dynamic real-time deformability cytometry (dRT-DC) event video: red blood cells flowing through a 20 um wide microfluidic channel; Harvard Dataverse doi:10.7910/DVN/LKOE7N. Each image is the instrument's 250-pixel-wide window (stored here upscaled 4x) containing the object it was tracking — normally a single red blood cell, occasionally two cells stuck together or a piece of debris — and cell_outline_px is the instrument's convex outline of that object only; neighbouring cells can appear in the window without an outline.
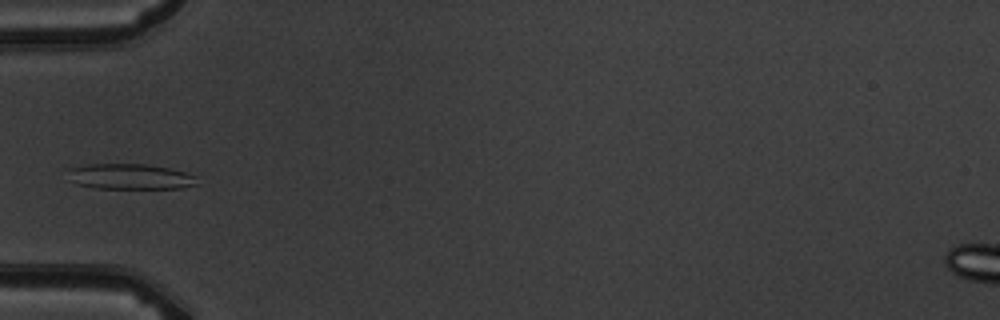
{"species": "common noctule bat (a hibernating species)", "species_latin": "Nyctalus noctula", "temperature_condition": "warm", "stored_images_in_passage": 6, "camera_frame_rate_fps": 3000, "um_per_image_px": 0.085, "animal": {"sex": "male", "body_mass_g": 19.5, "forearm_length_mm": 54.6}, "frame": {"image": 1, "passage_image": 5, "time_ms": 4.667, "image_size_px": [1000, 320], "cell_outline_px": [[196, 184], [180, 188], [96, 188], [76, 184], [72, 180], [68, 168], [88, 164], [148, 164], [168, 168], [184, 172], [196, 176]], "centroid_in_image_um": [11.05, 15.0], "position_along_channel_um": 73.9, "area_um2": 18.96}}
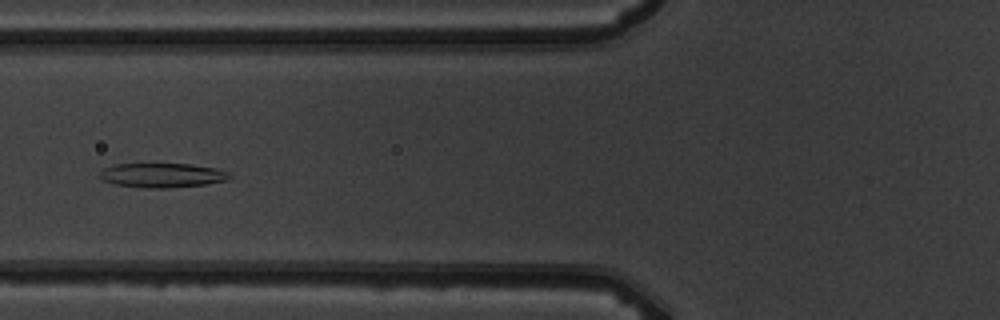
{"frame": {"image": 2, "passage_image": 6, "time_ms": 5.667, "image_size_px": [1000, 320], "cell_outline_px": [[232, 176], [224, 180], [204, 184], [168, 188], [148, 188], [116, 184], [104, 180], [100, 176], [100, 172], [104, 168], [112, 164], [192, 164], [216, 168], [228, 172]], "centroid_in_image_um": [13.78, 14.89], "position_along_channel_um": 112.0, "area_um2": 18.21}}